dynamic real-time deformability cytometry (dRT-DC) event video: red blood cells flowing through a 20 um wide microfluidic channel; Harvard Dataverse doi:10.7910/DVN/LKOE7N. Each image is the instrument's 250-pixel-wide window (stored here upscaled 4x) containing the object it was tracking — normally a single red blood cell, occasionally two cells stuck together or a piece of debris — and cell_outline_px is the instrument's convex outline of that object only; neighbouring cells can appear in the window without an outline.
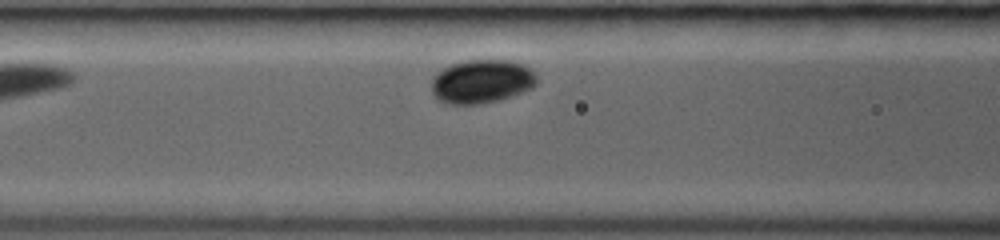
{"species": "common noctule bat (a hibernating species)", "species_latin": "Nyctalus noctula", "temperature_condition": "room temperature", "stored_images_in_passage": 4, "camera_frame_rate_fps": 3000, "um_per_image_px": 0.085, "animal": {"sex": "female", "body_mass_g": 19.0, "forearm_length_mm": 53.3}, "frame": {"image": 1, "passage_image": 4, "time_ms": 2.667, "image_size_px": [1000, 240], "cell_outline_px": [[536, 84], [532, 88], [496, 100], [480, 104], [448, 104], [436, 100], [432, 92], [432, 76], [444, 68], [452, 64], [468, 60], [508, 60], [524, 64], [536, 76]], "centroid_in_image_um": [40.89, 6.92], "position_along_channel_um": 125.7, "area_um2": 26.59}}